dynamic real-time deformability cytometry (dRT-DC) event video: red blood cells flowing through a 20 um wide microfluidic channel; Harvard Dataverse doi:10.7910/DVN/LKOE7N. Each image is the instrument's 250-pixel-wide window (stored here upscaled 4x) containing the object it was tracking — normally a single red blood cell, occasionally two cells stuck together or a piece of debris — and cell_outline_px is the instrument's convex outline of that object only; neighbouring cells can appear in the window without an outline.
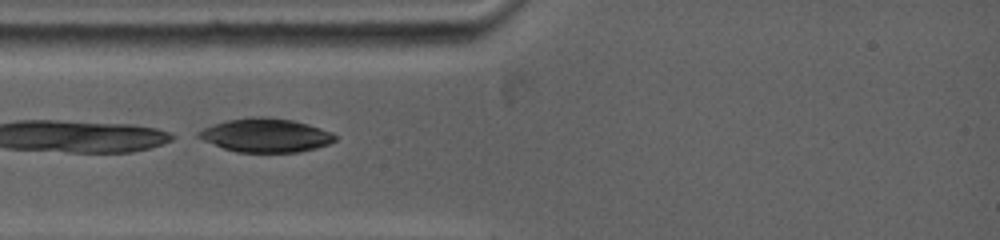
{"species": "common noctule bat (a hibernating species)", "species_latin": "Nyctalus noctula", "temperature_condition": "warm", "stored_images_in_passage": 17, "camera_frame_rate_fps": 5000, "um_per_image_px": 0.085, "animal": {"sex": "female", "body_mass_g": 19.0, "forearm_length_mm": 53.3}, "frame": {"image": 1, "passage_image": 3, "time_ms": 0.4, "image_size_px": [1000, 240], "cell_outline_px": [[336, 140], [328, 144], [316, 148], [300, 152], [236, 152], [224, 148], [204, 140], [196, 136], [196, 132], [212, 124], [228, 120], [248, 116], [268, 116], [292, 120], [308, 124], [332, 132], [336, 136]], "centroid_in_image_um": [22.58, 11.49], "position_along_channel_um": 62.4, "area_um2": 26.93}}